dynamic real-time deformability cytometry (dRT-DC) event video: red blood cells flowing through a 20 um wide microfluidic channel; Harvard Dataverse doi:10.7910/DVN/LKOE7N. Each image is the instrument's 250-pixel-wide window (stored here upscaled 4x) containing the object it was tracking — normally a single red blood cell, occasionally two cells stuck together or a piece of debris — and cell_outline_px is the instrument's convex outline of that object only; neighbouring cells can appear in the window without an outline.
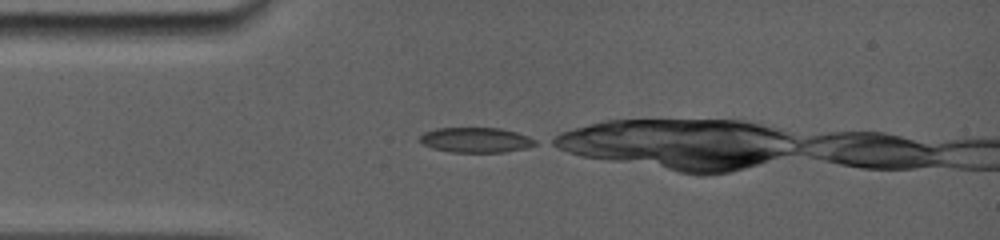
{"species": "common noctule bat (a hibernating species)", "species_latin": "Nyctalus noctula", "temperature_condition": "room temperature", "stored_images_in_passage": 13, "camera_frame_rate_fps": 5000, "um_per_image_px": 0.085, "animal": {"sex": "female", "body_mass_g": 19.0, "forearm_length_mm": 56.7}, "frame": {"image": 1, "passage_image": 1, "time_ms": 0.0, "image_size_px": [1000, 240], "cell_outline_px": [[536, 144], [528, 148], [504, 152], [452, 152], [432, 148], [424, 144], [420, 140], [420, 136], [424, 132], [436, 128], [500, 128], [516, 132], [528, 136], [536, 140]], "centroid_in_image_um": [40.47, 11.9], "position_along_channel_um": 44.5, "area_um2": 16.82}}
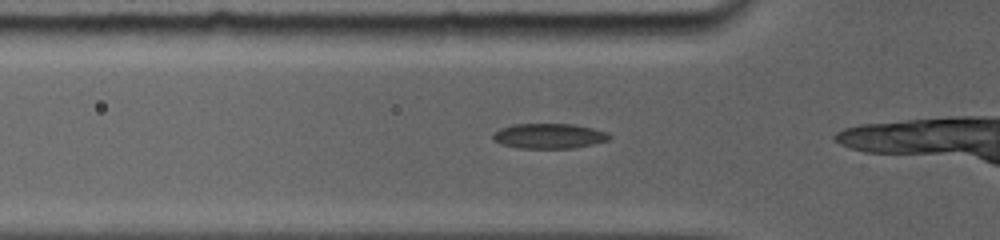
{"frame": {"image": 2, "passage_image": 6, "time_ms": 1.2, "image_size_px": [1000, 240], "cell_outline_px": [[612, 136], [608, 140], [576, 148], [520, 148], [500, 144], [492, 140], [492, 132], [500, 128], [512, 124], [576, 124], [608, 132]], "centroid_in_image_um": [46.64, 11.55], "position_along_channel_um": 79.2, "area_um2": 17.22}}
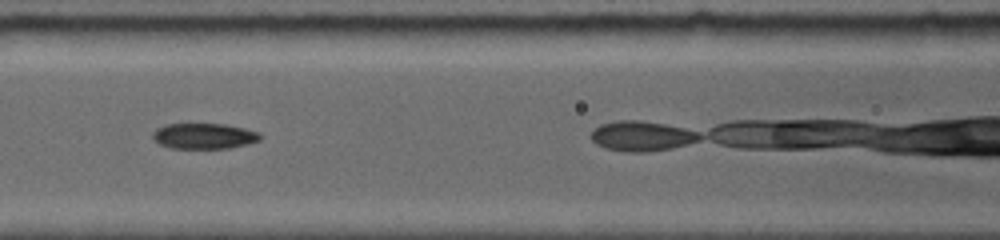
{"frame": {"image": 3, "passage_image": 10, "time_ms": 3.0, "image_size_px": [1000, 240], "cell_outline_px": [[260, 140], [248, 144], [228, 148], [172, 148], [160, 144], [152, 140], [152, 132], [156, 128], [164, 124], [224, 124], [244, 128], [260, 132]], "centroid_in_image_um": [17.31, 11.56], "position_along_channel_um": 149.3, "area_um2": 16.13}}